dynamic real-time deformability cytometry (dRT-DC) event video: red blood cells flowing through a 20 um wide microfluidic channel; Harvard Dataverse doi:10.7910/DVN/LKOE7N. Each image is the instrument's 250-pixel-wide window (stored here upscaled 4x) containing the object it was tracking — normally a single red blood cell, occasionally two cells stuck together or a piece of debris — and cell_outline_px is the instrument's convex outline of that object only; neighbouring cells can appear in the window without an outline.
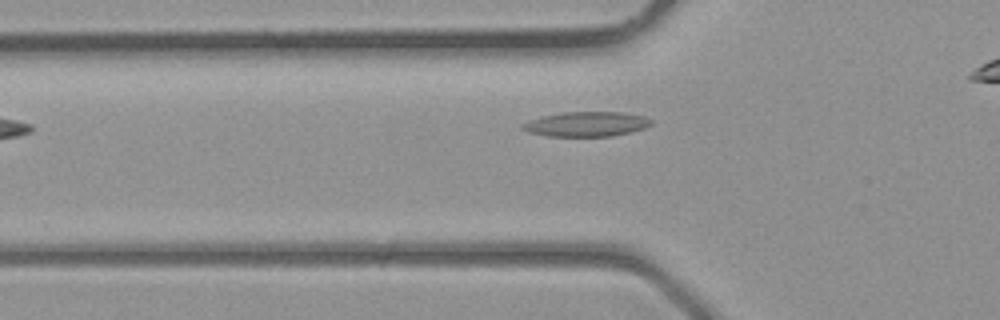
{"species": "common noctule bat (a hibernating species)", "species_latin": "Nyctalus noctula", "temperature_condition": "room temperature", "stored_images_in_passage": 23, "camera_frame_rate_fps": 3000, "um_per_image_px": 0.085, "animal": {"sex": "male", "body_mass_g": 23.1, "forearm_length_mm": 52.7}, "frame": {"image": 1, "passage_image": 2, "time_ms": 0.333, "image_size_px": [1000, 320], "cell_outline_px": [[652, 124], [644, 128], [632, 132], [612, 136], [548, 136], [528, 132], [520, 128], [520, 124], [528, 120], [560, 112], [624, 112], [644, 116], [652, 120]], "centroid_in_image_um": [49.83, 10.54], "position_along_channel_um": 76.0, "area_um2": 18.73}}
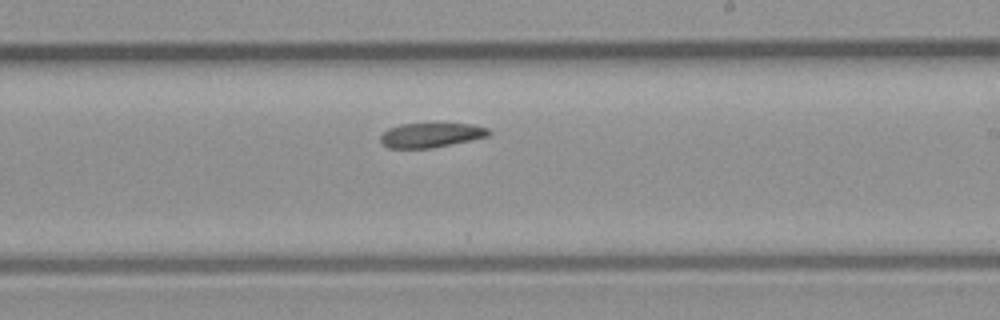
{"frame": {"image": 2, "passage_image": 12, "time_ms": 3.667, "image_size_px": [1000, 320], "cell_outline_px": [[492, 132], [488, 136], [432, 148], [388, 148], [380, 140], [380, 136], [388, 128], [400, 124], [472, 124], [488, 128]], "centroid_in_image_um": [36.62, 11.48], "position_along_channel_um": 252.4, "area_um2": 15.32}}
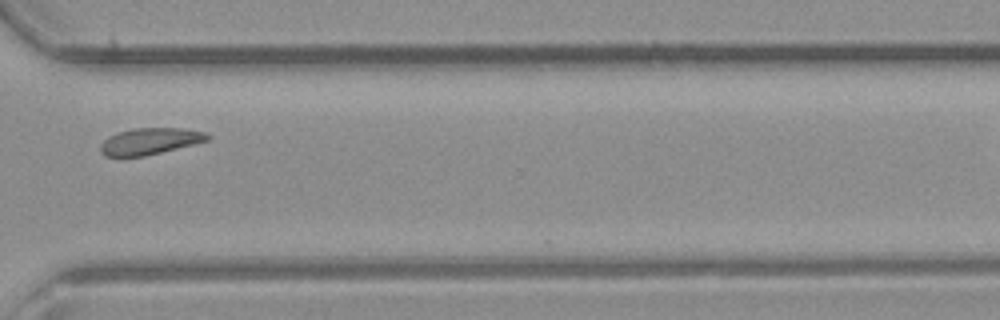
{"frame": {"image": 3, "passage_image": 18, "time_ms": 5.667, "image_size_px": [1000, 320], "cell_outline_px": [[212, 136], [208, 140], [144, 156], [104, 156], [100, 152], [100, 144], [108, 136], [116, 132], [136, 128], [180, 128], [204, 132]], "centroid_in_image_um": [12.69, 12.0], "position_along_channel_um": 357.9, "area_um2": 16.36}}